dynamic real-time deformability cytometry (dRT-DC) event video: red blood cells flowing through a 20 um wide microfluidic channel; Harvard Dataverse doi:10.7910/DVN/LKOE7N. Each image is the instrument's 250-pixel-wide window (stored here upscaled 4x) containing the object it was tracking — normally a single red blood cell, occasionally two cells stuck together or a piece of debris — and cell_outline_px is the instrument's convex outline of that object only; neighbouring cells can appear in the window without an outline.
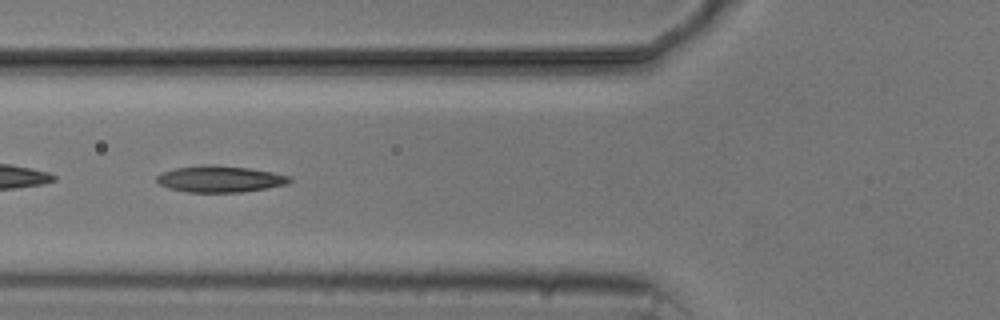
{"species": "common noctule bat (a hibernating species)", "species_latin": "Nyctalus noctula", "temperature_condition": "cold", "stored_images_in_passage": 6, "camera_frame_rate_fps": 3000, "um_per_image_px": 0.085, "animal": {"sex": "male", "body_mass_g": 20.5, "forearm_length_mm": 52.5}, "frame": {"image": 1, "passage_image": 5, "time_ms": 5.0, "image_size_px": [1000, 320], "cell_outline_px": [[292, 180], [288, 184], [268, 188], [240, 192], [188, 192], [168, 188], [160, 184], [156, 180], [156, 176], [160, 172], [176, 168], [204, 164], [212, 164], [248, 168], [272, 172], [292, 176]], "centroid_in_image_um": [18.7, 15.21], "position_along_channel_um": 107.1, "area_um2": 20.63}}
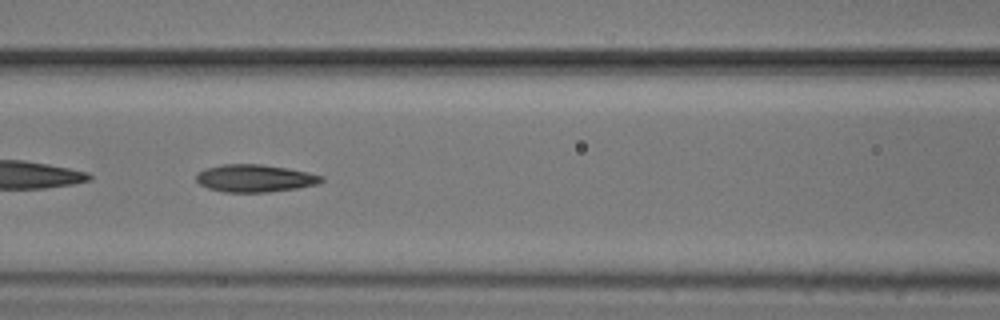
{"frame": {"image": 2, "passage_image": 6, "time_ms": 6.0, "image_size_px": [1000, 320], "cell_outline_px": [[324, 180], [316, 184], [296, 188], [268, 192], [224, 192], [208, 188], [200, 184], [196, 180], [196, 172], [204, 168], [220, 164], [260, 164], [288, 168], [308, 172], [324, 176]], "centroid_in_image_um": [21.63, 15.14], "position_along_channel_um": 145.0, "area_um2": 20.17}}